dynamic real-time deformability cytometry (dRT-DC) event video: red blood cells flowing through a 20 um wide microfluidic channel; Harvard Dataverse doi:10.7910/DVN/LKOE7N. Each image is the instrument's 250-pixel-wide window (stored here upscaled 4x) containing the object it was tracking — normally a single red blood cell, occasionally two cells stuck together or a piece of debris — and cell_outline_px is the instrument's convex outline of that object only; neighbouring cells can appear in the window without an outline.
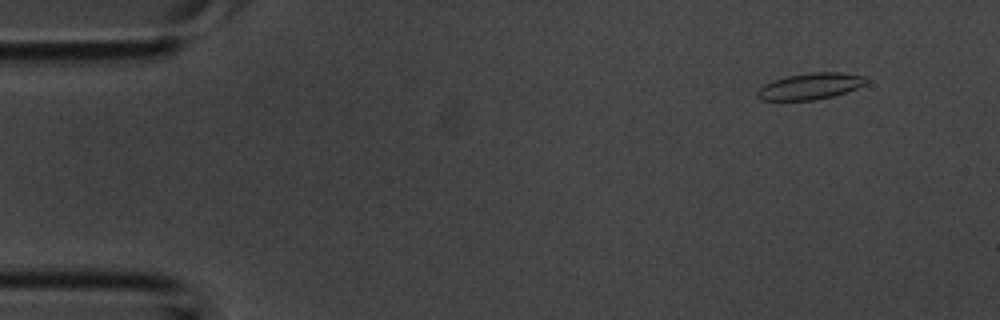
{"species": "common noctule bat (a hibernating species)", "species_latin": "Nyctalus noctula", "temperature_condition": "room temperature", "stored_images_in_passage": 12, "camera_frame_rate_fps": 3000, "um_per_image_px": 0.085, "animal": {"sex": "male", "body_mass_g": 20.1, "forearm_length_mm": 53.5}, "frame": {"image": 1, "passage_image": 4, "time_ms": 1.0, "image_size_px": [1000, 320], "cell_outline_px": [[868, 80], [864, 84], [856, 88], [832, 96], [816, 100], [760, 100], [756, 96], [756, 92], [764, 84], [772, 80], [784, 76], [812, 72], [840, 72], [864, 76]], "centroid_in_image_um": [68.82, 7.32], "position_along_channel_um": 16.2, "area_um2": 16.7}}